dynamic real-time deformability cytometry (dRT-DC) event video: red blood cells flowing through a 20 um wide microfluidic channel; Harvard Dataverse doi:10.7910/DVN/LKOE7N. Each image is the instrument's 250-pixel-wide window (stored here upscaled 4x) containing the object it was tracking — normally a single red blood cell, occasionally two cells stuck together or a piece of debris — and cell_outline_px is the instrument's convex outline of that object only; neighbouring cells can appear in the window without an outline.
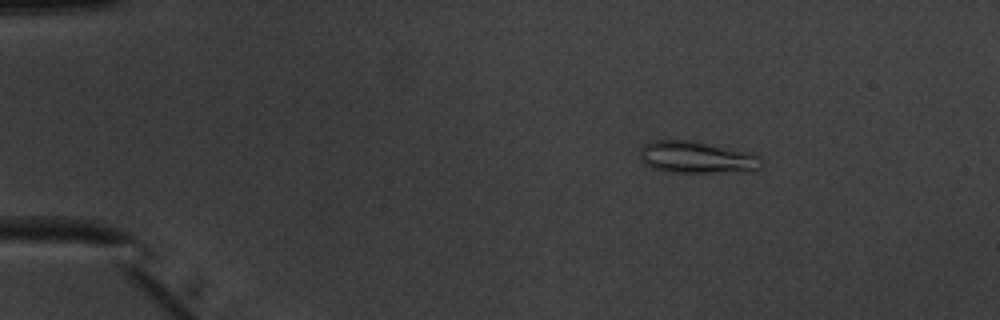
{"species": "common noctule bat (a hibernating species)", "species_latin": "Nyctalus noctula", "temperature_condition": "warm", "stored_images_in_passage": 52, "camera_frame_rate_fps": 3000, "um_per_image_px": 0.085, "animal": {"sex": "male", "body_mass_g": 20.1, "forearm_length_mm": 53.5}, "frame": {"image": 1, "passage_image": 9, "time_ms": 2.667, "image_size_px": [1000, 320], "cell_outline_px": [[764, 164], [760, 168], [752, 172], [664, 172], [652, 168], [644, 164], [640, 156], [640, 148], [644, 144], [656, 140], [688, 140], [760, 156], [764, 160]], "centroid_in_image_um": [59.21, 13.41], "position_along_channel_um": 25.8, "area_um2": 22.48}}
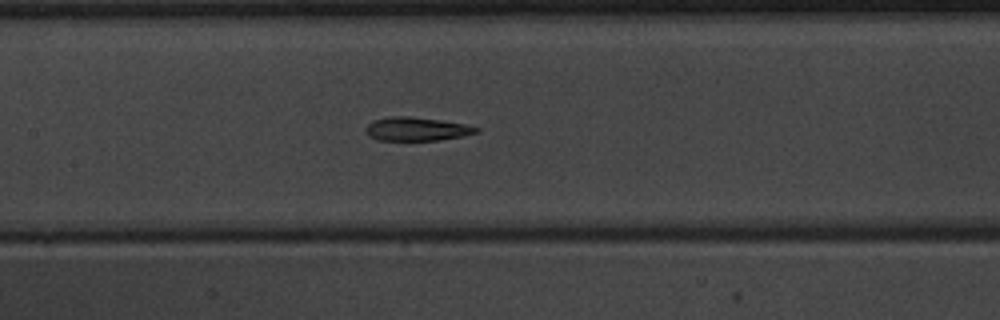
{"frame": {"image": 2, "passage_image": 26, "time_ms": 8.333, "image_size_px": [1000, 320], "cell_outline_px": [[480, 132], [464, 136], [436, 140], [376, 140], [368, 136], [364, 128], [372, 120], [388, 116], [408, 116], [440, 120], [468, 124], [480, 128]], "centroid_in_image_um": [35.41, 10.96], "position_along_channel_um": 172.0, "area_um2": 15.43}}
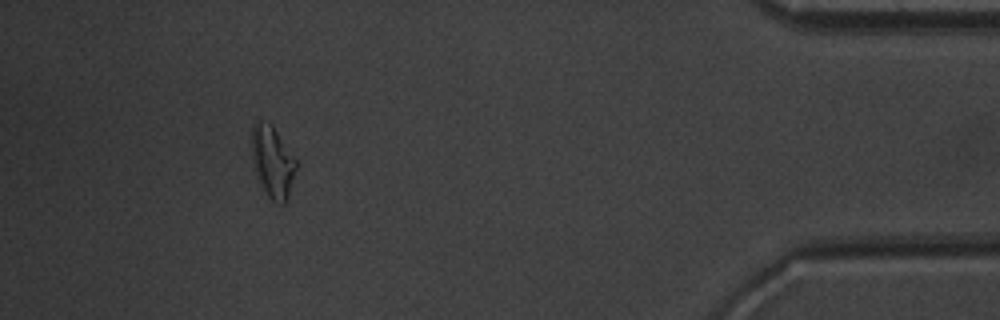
{"frame": {"image": 3, "passage_image": 48, "time_ms": 15.667, "image_size_px": [1000, 320], "cell_outline_px": [[296, 168], [288, 200], [284, 204], [280, 204], [272, 200], [268, 196], [256, 176], [252, 160], [252, 124], [260, 120], [272, 124], [296, 160]], "centroid_in_image_um": [23.16, 13.76], "position_along_channel_um": 412.0, "area_um2": 18.5}, "authors_computed_cell_mechanics": {"area_um2": 16.6464, "velocity_mm_per_s": 3.9805, "shape_relaxation_time_tau1_ms": null, "shape_relaxation_time_tau2_ms": 3.6929, "deformation_change_tau1": null, "deformation_change_tau2": 0.0961}}